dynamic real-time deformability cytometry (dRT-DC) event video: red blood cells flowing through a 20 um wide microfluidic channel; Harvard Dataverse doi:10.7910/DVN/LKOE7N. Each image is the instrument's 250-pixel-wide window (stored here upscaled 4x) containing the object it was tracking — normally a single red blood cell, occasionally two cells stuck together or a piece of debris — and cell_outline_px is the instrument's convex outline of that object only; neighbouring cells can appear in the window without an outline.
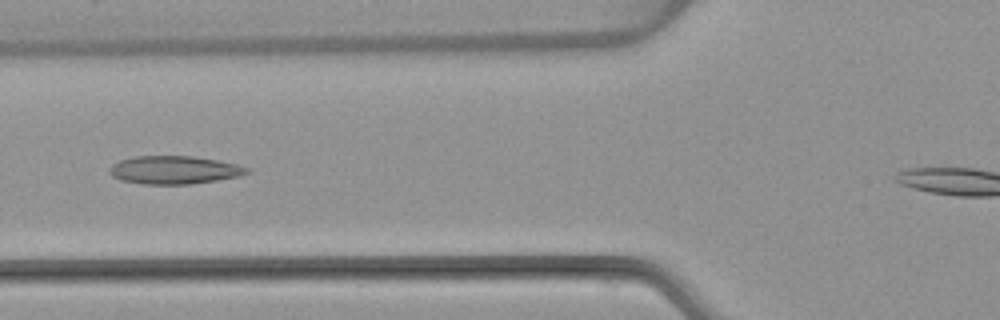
{"species": "common noctule bat (a hibernating species)", "species_latin": "Nyctalus noctula", "temperature_condition": "warm", "stored_images_in_passage": 41, "camera_frame_rate_fps": 3000, "um_per_image_px": 0.085, "animal": {"sex": "female", "body_mass_g": 22.7, "forearm_length_mm": 54.2}, "frame": {"image": 1, "passage_image": 15, "time_ms": 4.667, "image_size_px": [1000, 320], "cell_outline_px": [[252, 172], [240, 176], [192, 184], [144, 184], [120, 180], [112, 176], [108, 172], [108, 168], [112, 164], [120, 160], [136, 156], [192, 156], [216, 160], [236, 164], [252, 168]], "centroid_in_image_um": [14.82, 14.45], "position_along_channel_um": 111.0, "area_um2": 22.66}}
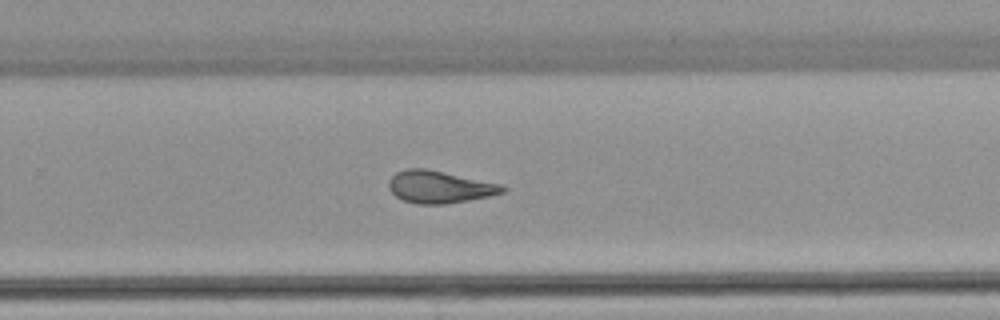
{"frame": {"image": 2, "passage_image": 29, "time_ms": 9.333, "image_size_px": [1000, 320], "cell_outline_px": [[508, 188], [504, 192], [488, 196], [468, 200], [444, 204], [420, 204], [404, 200], [396, 196], [388, 188], [388, 180], [396, 172], [404, 168], [424, 168], [504, 184]], "centroid_in_image_um": [37.37, 15.87], "position_along_channel_um": 292.4, "area_um2": 21.44}}
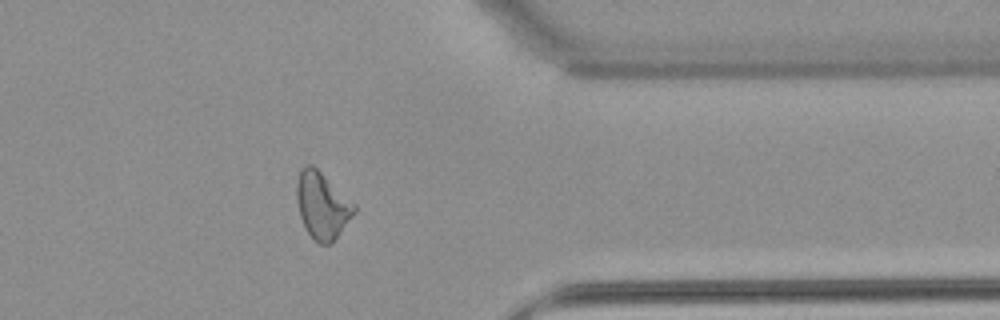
{"frame": {"image": 3, "passage_image": 37, "time_ms": 12.0, "image_size_px": [1000, 320], "cell_outline_px": [[356, 212], [336, 236], [328, 244], [320, 244], [308, 232], [300, 216], [296, 200], [296, 184], [300, 172], [304, 164], [312, 164], [356, 204]], "centroid_in_image_um": [27.38, 17.42], "position_along_channel_um": 384.0, "area_um2": 21.96}}